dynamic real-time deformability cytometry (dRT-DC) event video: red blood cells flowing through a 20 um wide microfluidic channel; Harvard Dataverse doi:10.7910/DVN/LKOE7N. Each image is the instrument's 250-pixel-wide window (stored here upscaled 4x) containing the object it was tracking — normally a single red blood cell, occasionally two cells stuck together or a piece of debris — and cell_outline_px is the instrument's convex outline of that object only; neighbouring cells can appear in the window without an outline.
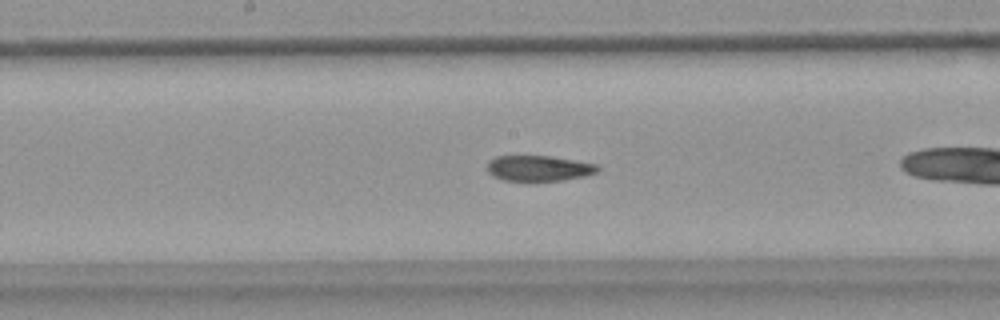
{"species": "common noctule bat (a hibernating species)", "species_latin": "Nyctalus noctula", "temperature_condition": "warm", "stored_images_in_passage": 21, "camera_frame_rate_fps": 3000, "um_per_image_px": 0.085, "animal": {"sex": "female", "body_mass_g": 18.4}, "frame": {"image": 1, "passage_image": 7, "time_ms": 2.0, "image_size_px": [1000, 320], "cell_outline_px": [[600, 172], [584, 176], [564, 180], [528, 184], [504, 180], [492, 176], [488, 172], [488, 160], [496, 156], [552, 156], [596, 164], [600, 168]], "centroid_in_image_um": [45.78, 14.35], "position_along_channel_um": 202.4, "area_um2": 17.28}}
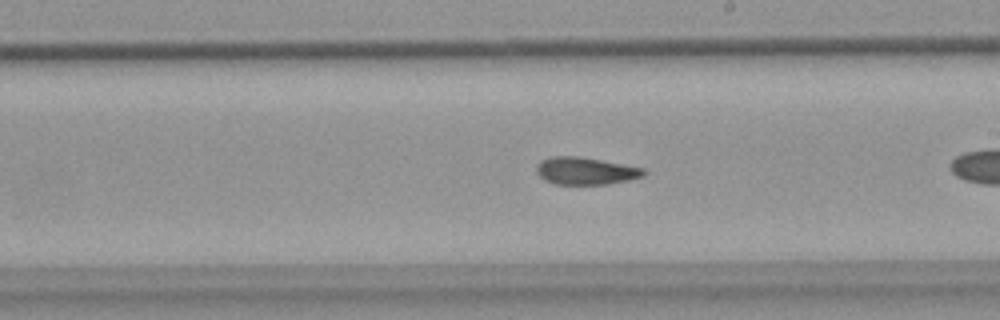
{"frame": {"image": 2, "passage_image": 10, "time_ms": 3.0, "image_size_px": [1000, 320], "cell_outline_px": [[648, 172], [644, 176], [628, 180], [608, 184], [556, 184], [544, 180], [536, 172], [536, 164], [540, 160], [552, 156], [580, 156], [644, 168]], "centroid_in_image_um": [49.76, 14.52], "position_along_channel_um": 239.2, "area_um2": 17.22}}